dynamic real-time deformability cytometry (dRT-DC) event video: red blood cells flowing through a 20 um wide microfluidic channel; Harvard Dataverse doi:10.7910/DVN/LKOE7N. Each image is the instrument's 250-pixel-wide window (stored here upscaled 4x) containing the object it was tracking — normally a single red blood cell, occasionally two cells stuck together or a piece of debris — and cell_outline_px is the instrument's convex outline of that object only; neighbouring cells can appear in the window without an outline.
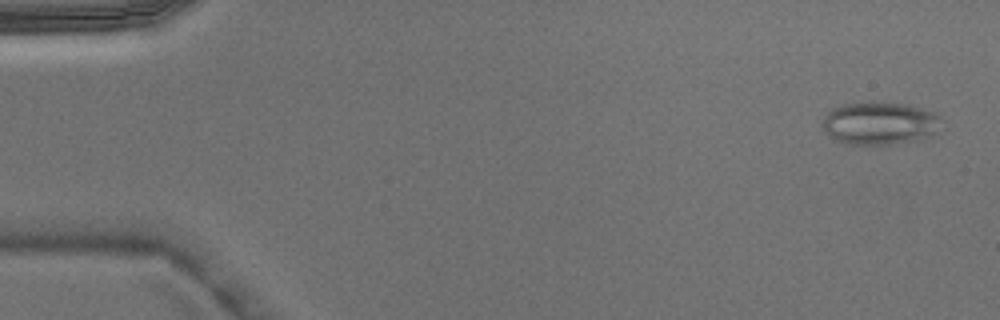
{"species": "Egyptian fruit bat (a non-hibernating species)", "species_latin": "Rousettus aegyptiacus", "temperature_condition": "warm", "stored_images_in_passage": 3, "camera_frame_rate_fps": 3000, "um_per_image_px": 0.085, "animal": {"sex": "male"}, "frame": {"image": 1, "passage_image": 1, "time_ms": 0.0, "image_size_px": [1000, 320], "cell_outline_px": [[944, 120], [932, 136], [916, 140], [888, 144], [848, 144], [836, 140], [820, 124], [824, 116], [832, 108], [844, 104], [868, 100], [904, 104], [936, 112]], "centroid_in_image_um": [74.79, 10.45], "position_along_channel_um": 10.2, "area_um2": 29.94}}